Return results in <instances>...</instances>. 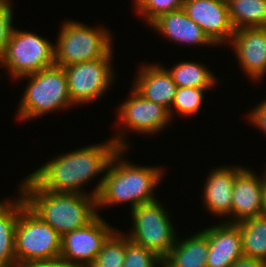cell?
I'll use <instances>...</instances> for the list:
<instances>
[{
    "label": "cell",
    "mask_w": 266,
    "mask_h": 267,
    "mask_svg": "<svg viewBox=\"0 0 266 267\" xmlns=\"http://www.w3.org/2000/svg\"><path fill=\"white\" fill-rule=\"evenodd\" d=\"M117 135L104 143L85 146L55 156L29 175L43 189L83 194L84 191L81 189L83 184L89 183L97 174L106 173L112 157L119 149L128 150L129 141L125 142V134Z\"/></svg>",
    "instance_id": "cell-1"
},
{
    "label": "cell",
    "mask_w": 266,
    "mask_h": 267,
    "mask_svg": "<svg viewBox=\"0 0 266 267\" xmlns=\"http://www.w3.org/2000/svg\"><path fill=\"white\" fill-rule=\"evenodd\" d=\"M127 149H119L112 157L92 195L99 207L130 202V210L136 206L156 200L154 189L162 179V167L138 166L124 160ZM123 157V158H122Z\"/></svg>",
    "instance_id": "cell-2"
},
{
    "label": "cell",
    "mask_w": 266,
    "mask_h": 267,
    "mask_svg": "<svg viewBox=\"0 0 266 267\" xmlns=\"http://www.w3.org/2000/svg\"><path fill=\"white\" fill-rule=\"evenodd\" d=\"M19 185L26 205L62 237L82 228L99 213L92 193H65L43 189L30 175Z\"/></svg>",
    "instance_id": "cell-3"
},
{
    "label": "cell",
    "mask_w": 266,
    "mask_h": 267,
    "mask_svg": "<svg viewBox=\"0 0 266 267\" xmlns=\"http://www.w3.org/2000/svg\"><path fill=\"white\" fill-rule=\"evenodd\" d=\"M18 79H29L20 99L17 116L28 121L56 110L75 106L69 94L64 68L56 64Z\"/></svg>",
    "instance_id": "cell-4"
},
{
    "label": "cell",
    "mask_w": 266,
    "mask_h": 267,
    "mask_svg": "<svg viewBox=\"0 0 266 267\" xmlns=\"http://www.w3.org/2000/svg\"><path fill=\"white\" fill-rule=\"evenodd\" d=\"M107 28L89 27L69 20L62 24L55 48V64L66 67L71 64L96 59H111L112 37Z\"/></svg>",
    "instance_id": "cell-5"
},
{
    "label": "cell",
    "mask_w": 266,
    "mask_h": 267,
    "mask_svg": "<svg viewBox=\"0 0 266 267\" xmlns=\"http://www.w3.org/2000/svg\"><path fill=\"white\" fill-rule=\"evenodd\" d=\"M61 236L26 204L15 228V256L18 267L36 261L59 259Z\"/></svg>",
    "instance_id": "cell-6"
},
{
    "label": "cell",
    "mask_w": 266,
    "mask_h": 267,
    "mask_svg": "<svg viewBox=\"0 0 266 267\" xmlns=\"http://www.w3.org/2000/svg\"><path fill=\"white\" fill-rule=\"evenodd\" d=\"M54 44L48 39L13 28L4 53L0 56L3 66L12 78L39 72L55 65Z\"/></svg>",
    "instance_id": "cell-7"
},
{
    "label": "cell",
    "mask_w": 266,
    "mask_h": 267,
    "mask_svg": "<svg viewBox=\"0 0 266 267\" xmlns=\"http://www.w3.org/2000/svg\"><path fill=\"white\" fill-rule=\"evenodd\" d=\"M130 212L133 228L125 235L134 243L153 251L163 260L178 238L169 212L158 199L140 204Z\"/></svg>",
    "instance_id": "cell-8"
},
{
    "label": "cell",
    "mask_w": 266,
    "mask_h": 267,
    "mask_svg": "<svg viewBox=\"0 0 266 267\" xmlns=\"http://www.w3.org/2000/svg\"><path fill=\"white\" fill-rule=\"evenodd\" d=\"M111 61L112 59H96L63 67L74 105L96 102L97 98L110 89L115 78Z\"/></svg>",
    "instance_id": "cell-9"
},
{
    "label": "cell",
    "mask_w": 266,
    "mask_h": 267,
    "mask_svg": "<svg viewBox=\"0 0 266 267\" xmlns=\"http://www.w3.org/2000/svg\"><path fill=\"white\" fill-rule=\"evenodd\" d=\"M116 230L97 215L90 223L61 237L60 259L75 267H89L103 243Z\"/></svg>",
    "instance_id": "cell-10"
},
{
    "label": "cell",
    "mask_w": 266,
    "mask_h": 267,
    "mask_svg": "<svg viewBox=\"0 0 266 267\" xmlns=\"http://www.w3.org/2000/svg\"><path fill=\"white\" fill-rule=\"evenodd\" d=\"M129 99L118 107L120 124L137 134L153 135L167 127L171 121L169 110L140 95L133 87Z\"/></svg>",
    "instance_id": "cell-11"
},
{
    "label": "cell",
    "mask_w": 266,
    "mask_h": 267,
    "mask_svg": "<svg viewBox=\"0 0 266 267\" xmlns=\"http://www.w3.org/2000/svg\"><path fill=\"white\" fill-rule=\"evenodd\" d=\"M183 9L214 45L230 42L235 29L226 0H184Z\"/></svg>",
    "instance_id": "cell-12"
},
{
    "label": "cell",
    "mask_w": 266,
    "mask_h": 267,
    "mask_svg": "<svg viewBox=\"0 0 266 267\" xmlns=\"http://www.w3.org/2000/svg\"><path fill=\"white\" fill-rule=\"evenodd\" d=\"M264 177L257 176L255 171L242 167L235 175L230 223L263 215Z\"/></svg>",
    "instance_id": "cell-13"
},
{
    "label": "cell",
    "mask_w": 266,
    "mask_h": 267,
    "mask_svg": "<svg viewBox=\"0 0 266 267\" xmlns=\"http://www.w3.org/2000/svg\"><path fill=\"white\" fill-rule=\"evenodd\" d=\"M228 44L248 78L261 81L266 75V27L237 29Z\"/></svg>",
    "instance_id": "cell-14"
},
{
    "label": "cell",
    "mask_w": 266,
    "mask_h": 267,
    "mask_svg": "<svg viewBox=\"0 0 266 267\" xmlns=\"http://www.w3.org/2000/svg\"><path fill=\"white\" fill-rule=\"evenodd\" d=\"M204 231L209 244L207 267H230L243 257L240 228L236 223L223 221Z\"/></svg>",
    "instance_id": "cell-15"
},
{
    "label": "cell",
    "mask_w": 266,
    "mask_h": 267,
    "mask_svg": "<svg viewBox=\"0 0 266 267\" xmlns=\"http://www.w3.org/2000/svg\"><path fill=\"white\" fill-rule=\"evenodd\" d=\"M242 167L222 166L212 169L206 178L203 189V204L214 216L226 217L225 222L230 223L231 206L233 198V183L236 173ZM229 217V218H228Z\"/></svg>",
    "instance_id": "cell-16"
},
{
    "label": "cell",
    "mask_w": 266,
    "mask_h": 267,
    "mask_svg": "<svg viewBox=\"0 0 266 267\" xmlns=\"http://www.w3.org/2000/svg\"><path fill=\"white\" fill-rule=\"evenodd\" d=\"M159 65L141 66L132 87L144 98L170 110L178 87L168 70Z\"/></svg>",
    "instance_id": "cell-17"
},
{
    "label": "cell",
    "mask_w": 266,
    "mask_h": 267,
    "mask_svg": "<svg viewBox=\"0 0 266 267\" xmlns=\"http://www.w3.org/2000/svg\"><path fill=\"white\" fill-rule=\"evenodd\" d=\"M150 27L177 44L215 46L183 8L160 15Z\"/></svg>",
    "instance_id": "cell-18"
},
{
    "label": "cell",
    "mask_w": 266,
    "mask_h": 267,
    "mask_svg": "<svg viewBox=\"0 0 266 267\" xmlns=\"http://www.w3.org/2000/svg\"><path fill=\"white\" fill-rule=\"evenodd\" d=\"M179 240L176 238L174 246L162 260V267H207L209 244L204 230Z\"/></svg>",
    "instance_id": "cell-19"
},
{
    "label": "cell",
    "mask_w": 266,
    "mask_h": 267,
    "mask_svg": "<svg viewBox=\"0 0 266 267\" xmlns=\"http://www.w3.org/2000/svg\"><path fill=\"white\" fill-rule=\"evenodd\" d=\"M13 200L0 201V267H18L15 256V228L24 196Z\"/></svg>",
    "instance_id": "cell-20"
},
{
    "label": "cell",
    "mask_w": 266,
    "mask_h": 267,
    "mask_svg": "<svg viewBox=\"0 0 266 267\" xmlns=\"http://www.w3.org/2000/svg\"><path fill=\"white\" fill-rule=\"evenodd\" d=\"M226 3L235 30L266 27V0H226Z\"/></svg>",
    "instance_id": "cell-21"
},
{
    "label": "cell",
    "mask_w": 266,
    "mask_h": 267,
    "mask_svg": "<svg viewBox=\"0 0 266 267\" xmlns=\"http://www.w3.org/2000/svg\"><path fill=\"white\" fill-rule=\"evenodd\" d=\"M240 228L243 256L266 261V215L236 223Z\"/></svg>",
    "instance_id": "cell-22"
},
{
    "label": "cell",
    "mask_w": 266,
    "mask_h": 267,
    "mask_svg": "<svg viewBox=\"0 0 266 267\" xmlns=\"http://www.w3.org/2000/svg\"><path fill=\"white\" fill-rule=\"evenodd\" d=\"M167 70L177 87L212 88L216 84L214 74L201 63L183 61Z\"/></svg>",
    "instance_id": "cell-23"
},
{
    "label": "cell",
    "mask_w": 266,
    "mask_h": 267,
    "mask_svg": "<svg viewBox=\"0 0 266 267\" xmlns=\"http://www.w3.org/2000/svg\"><path fill=\"white\" fill-rule=\"evenodd\" d=\"M126 254V235L115 230L103 243L89 267H123Z\"/></svg>",
    "instance_id": "cell-24"
},
{
    "label": "cell",
    "mask_w": 266,
    "mask_h": 267,
    "mask_svg": "<svg viewBox=\"0 0 266 267\" xmlns=\"http://www.w3.org/2000/svg\"><path fill=\"white\" fill-rule=\"evenodd\" d=\"M207 90H210V88L178 87L169 110L170 117L173 119V113H175L173 110L184 117L198 114L202 106L204 93Z\"/></svg>",
    "instance_id": "cell-25"
},
{
    "label": "cell",
    "mask_w": 266,
    "mask_h": 267,
    "mask_svg": "<svg viewBox=\"0 0 266 267\" xmlns=\"http://www.w3.org/2000/svg\"><path fill=\"white\" fill-rule=\"evenodd\" d=\"M157 265H163L159 256L134 243L126 236V254L123 267H156Z\"/></svg>",
    "instance_id": "cell-26"
},
{
    "label": "cell",
    "mask_w": 266,
    "mask_h": 267,
    "mask_svg": "<svg viewBox=\"0 0 266 267\" xmlns=\"http://www.w3.org/2000/svg\"><path fill=\"white\" fill-rule=\"evenodd\" d=\"M136 12L151 24L160 15L183 8L184 0H134Z\"/></svg>",
    "instance_id": "cell-27"
},
{
    "label": "cell",
    "mask_w": 266,
    "mask_h": 267,
    "mask_svg": "<svg viewBox=\"0 0 266 267\" xmlns=\"http://www.w3.org/2000/svg\"><path fill=\"white\" fill-rule=\"evenodd\" d=\"M10 0H0V56L4 53L13 31V9Z\"/></svg>",
    "instance_id": "cell-28"
},
{
    "label": "cell",
    "mask_w": 266,
    "mask_h": 267,
    "mask_svg": "<svg viewBox=\"0 0 266 267\" xmlns=\"http://www.w3.org/2000/svg\"><path fill=\"white\" fill-rule=\"evenodd\" d=\"M247 116L251 124L266 135V100L259 103Z\"/></svg>",
    "instance_id": "cell-29"
},
{
    "label": "cell",
    "mask_w": 266,
    "mask_h": 267,
    "mask_svg": "<svg viewBox=\"0 0 266 267\" xmlns=\"http://www.w3.org/2000/svg\"><path fill=\"white\" fill-rule=\"evenodd\" d=\"M22 267H75L68 264L62 259L50 260V261H36L23 265Z\"/></svg>",
    "instance_id": "cell-30"
},
{
    "label": "cell",
    "mask_w": 266,
    "mask_h": 267,
    "mask_svg": "<svg viewBox=\"0 0 266 267\" xmlns=\"http://www.w3.org/2000/svg\"><path fill=\"white\" fill-rule=\"evenodd\" d=\"M230 267H266V261L243 256L235 261Z\"/></svg>",
    "instance_id": "cell-31"
},
{
    "label": "cell",
    "mask_w": 266,
    "mask_h": 267,
    "mask_svg": "<svg viewBox=\"0 0 266 267\" xmlns=\"http://www.w3.org/2000/svg\"><path fill=\"white\" fill-rule=\"evenodd\" d=\"M263 214L266 215V180L263 184Z\"/></svg>",
    "instance_id": "cell-32"
}]
</instances>
